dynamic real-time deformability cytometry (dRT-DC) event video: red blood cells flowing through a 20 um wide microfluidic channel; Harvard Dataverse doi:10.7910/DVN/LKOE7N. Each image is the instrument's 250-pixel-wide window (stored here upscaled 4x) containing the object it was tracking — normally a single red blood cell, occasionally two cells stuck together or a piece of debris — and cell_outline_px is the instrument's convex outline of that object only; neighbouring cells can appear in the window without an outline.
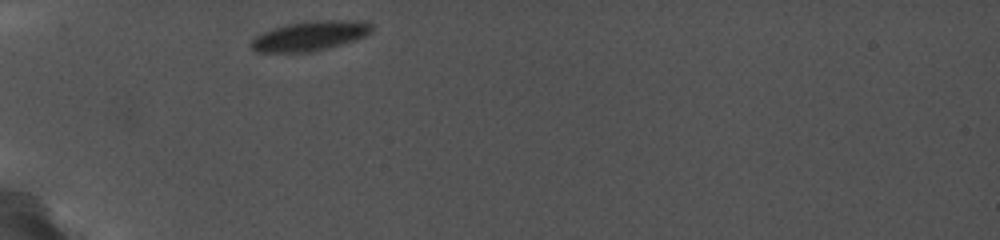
{"species": "common noctule bat (a hibernating species)", "species_latin": "Nyctalus noctula", "temperature_condition": "cold", "stored_images_in_passage": 2, "camera_frame_rate_fps": 5000, "um_per_image_px": 0.085, "animal": {"sex": "female", "body_mass_g": 19.0, "forearm_length_mm": 56.7}, "frame": {"image": 1, "passage_image": 1, "time_ms": 0.0, "image_size_px": [1000, 240], "cell_outline_px": [[376, 28], [372, 32], [356, 40], [328, 48], [312, 52], [256, 52], [248, 44], [256, 36], [264, 32], [284, 24], [304, 20], [356, 20], [372, 24]], "centroid_in_image_um": [26.37, 3.04], "position_along_channel_um": 58.6, "area_um2": 21.21}}